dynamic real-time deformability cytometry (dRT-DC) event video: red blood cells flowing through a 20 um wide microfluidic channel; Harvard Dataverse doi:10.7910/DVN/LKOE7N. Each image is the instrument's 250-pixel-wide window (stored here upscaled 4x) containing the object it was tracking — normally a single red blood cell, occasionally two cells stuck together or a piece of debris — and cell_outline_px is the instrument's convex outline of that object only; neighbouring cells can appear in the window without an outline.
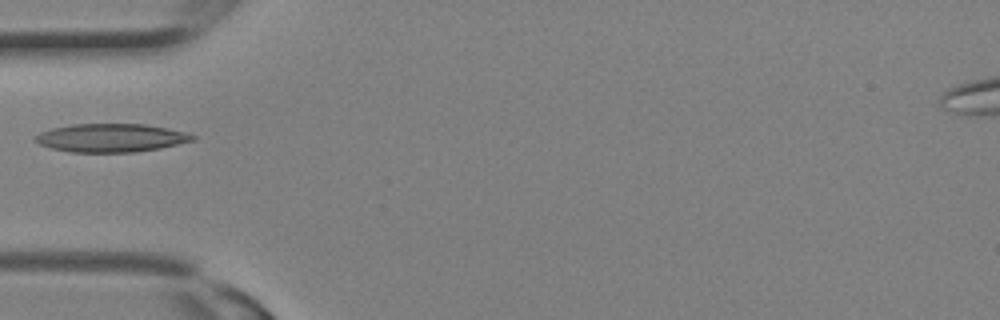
{"species": "Egyptian fruit bat (a non-hibernating species)", "species_latin": "Rousettus aegyptiacus", "temperature_condition": "room temperature", "stored_images_in_passage": 11, "camera_frame_rate_fps": 3000, "um_per_image_px": 0.085, "animal": {"sex": "female"}, "frame": {"image": 1, "passage_image": 10, "time_ms": 3.0, "image_size_px": [1000, 320], "cell_outline_px": [[196, 140], [160, 148], [136, 152], [68, 152], [52, 148], [40, 144], [32, 140], [40, 132], [52, 128], [72, 124], [144, 124], [168, 128], [184, 132], [196, 136]], "centroid_in_image_um": [9.43, 11.72], "position_along_channel_um": 75.6, "area_um2": 26.01}}